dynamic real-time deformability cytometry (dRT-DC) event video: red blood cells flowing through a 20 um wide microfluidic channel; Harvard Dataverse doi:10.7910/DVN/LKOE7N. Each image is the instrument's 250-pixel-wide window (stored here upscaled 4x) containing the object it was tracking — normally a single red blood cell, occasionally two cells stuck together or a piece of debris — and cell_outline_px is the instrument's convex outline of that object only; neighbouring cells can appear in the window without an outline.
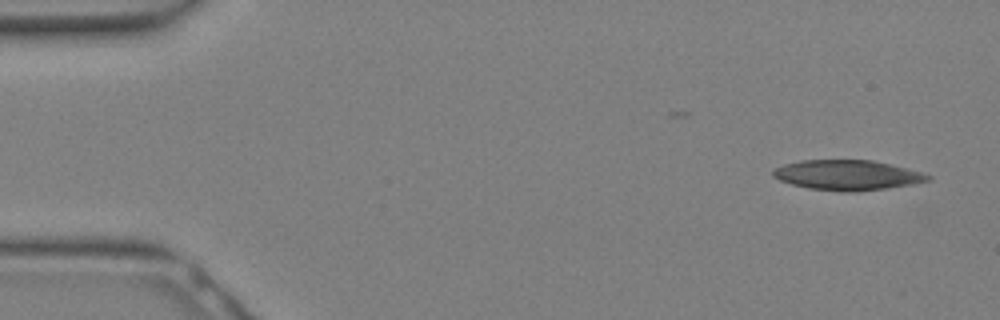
{"species": "Egyptian fruit bat (a non-hibernating species)", "species_latin": "Rousettus aegyptiacus", "temperature_condition": "warm", "stored_images_in_passage": 14, "camera_frame_rate_fps": 3000, "um_per_image_px": 0.085, "animal": {"sex": "female"}, "frame": {"image": 1, "passage_image": 1, "time_ms": 0.0, "image_size_px": [1000, 320], "cell_outline_px": [[932, 176], [928, 180], [912, 184], [856, 192], [840, 192], [808, 188], [792, 184], [780, 180], [772, 176], [772, 168], [784, 164], [800, 160], [872, 160], [920, 172]], "centroid_in_image_um": [71.94, 14.88], "position_along_channel_um": 13.1, "area_um2": 26.93}}
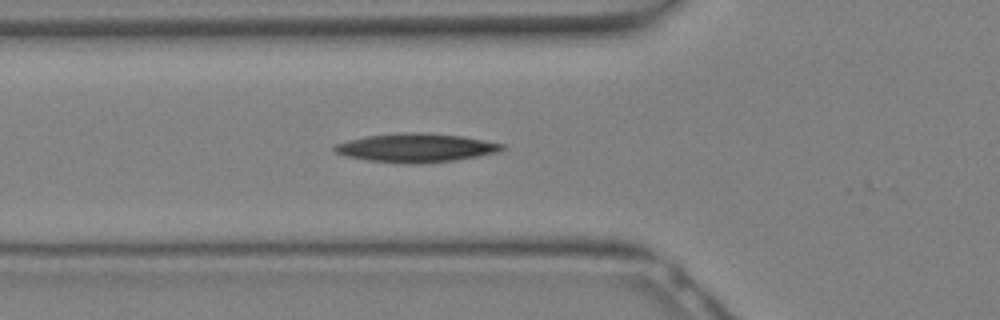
{"frame": {"image": 2, "passage_image": 10, "time_ms": 3.0, "image_size_px": [1000, 320], "cell_outline_px": [[504, 148], [500, 152], [456, 160], [428, 164], [408, 164], [368, 160], [348, 156], [336, 152], [332, 148], [336, 144], [348, 140], [368, 136], [412, 132], [416, 132], [460, 136], [484, 140], [504, 144]], "centroid_in_image_um": [35.4, 12.58], "position_along_channel_um": 90.4, "area_um2": 27.8}}
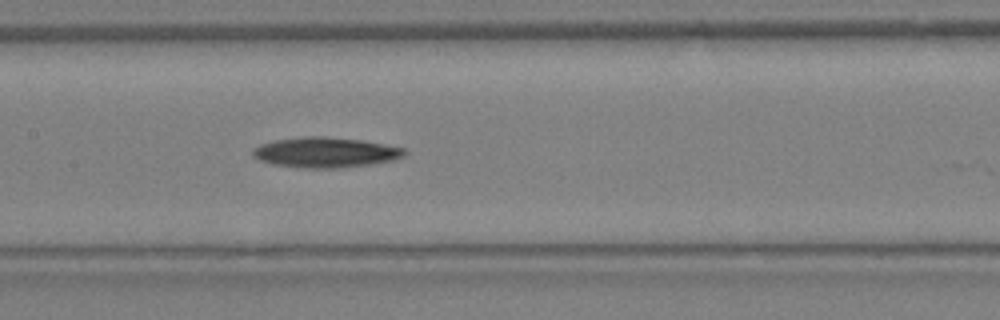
{"frame": {"image": 3, "passage_image": 14, "time_ms": 4.333, "image_size_px": [1000, 320], "cell_outline_px": [[408, 152], [404, 156], [392, 160], [368, 164], [336, 168], [312, 168], [276, 164], [260, 160], [252, 156], [252, 148], [260, 144], [272, 140], [304, 136], [320, 136], [360, 140], [404, 148]], "centroid_in_image_um": [27.63, 12.94], "position_along_channel_um": 179.8, "area_um2": 26.41}}